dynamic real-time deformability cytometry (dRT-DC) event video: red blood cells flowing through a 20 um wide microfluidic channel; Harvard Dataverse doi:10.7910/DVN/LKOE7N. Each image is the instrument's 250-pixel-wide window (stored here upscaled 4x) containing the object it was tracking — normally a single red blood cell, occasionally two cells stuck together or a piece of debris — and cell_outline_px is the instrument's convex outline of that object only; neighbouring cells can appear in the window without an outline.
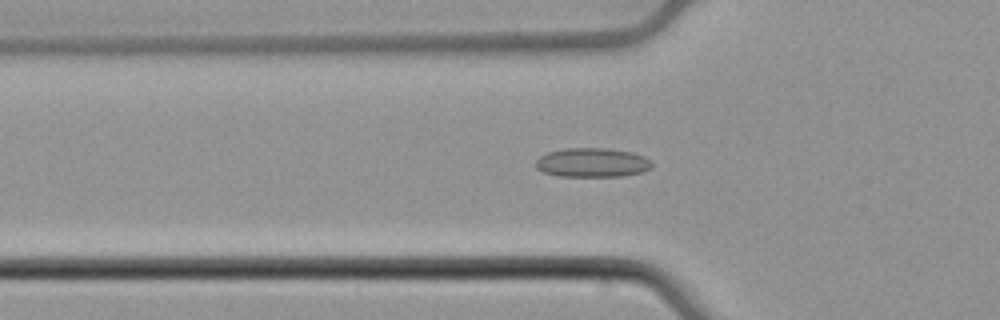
{"species": "common noctule bat (a hibernating species)", "species_latin": "Nyctalus noctula", "temperature_condition": "cold", "stored_images_in_passage": 51, "camera_frame_rate_fps": 3000, "um_per_image_px": 0.085, "animal": {"sex": "male", "body_mass_g": 21.5, "forearm_length_mm": 52.0}, "frame": {"image": 1, "passage_image": 17, "time_ms": 5.333, "image_size_px": [1000, 320], "cell_outline_px": [[652, 168], [644, 172], [624, 176], [560, 176], [544, 172], [536, 168], [536, 160], [540, 156], [548, 152], [564, 148], [604, 148], [632, 152], [644, 156], [652, 164]], "centroid_in_image_um": [50.35, 13.82], "position_along_channel_um": 75.4, "area_um2": 19.77}}
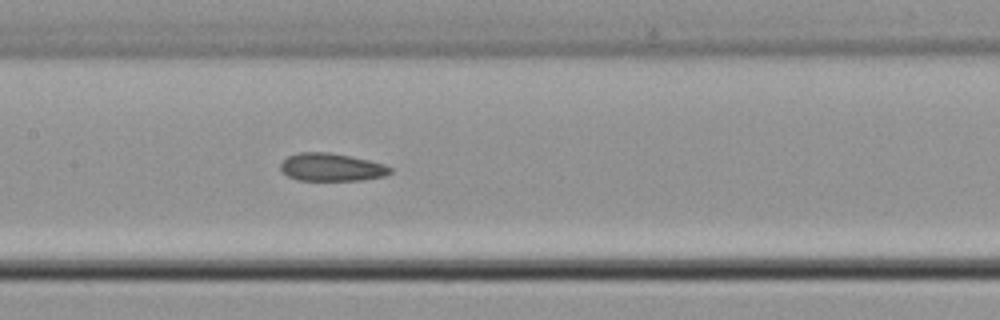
{"frame": {"image": 2, "passage_image": 25, "time_ms": 8.0, "image_size_px": [1000, 320], "cell_outline_px": [[392, 172], [384, 176], [364, 180], [296, 180], [288, 176], [280, 168], [280, 164], [288, 156], [300, 152], [328, 152], [368, 160], [384, 164], [392, 168]], "centroid_in_image_um": [28.18, 14.22], "position_along_channel_um": 179.2, "area_um2": 17.69}}
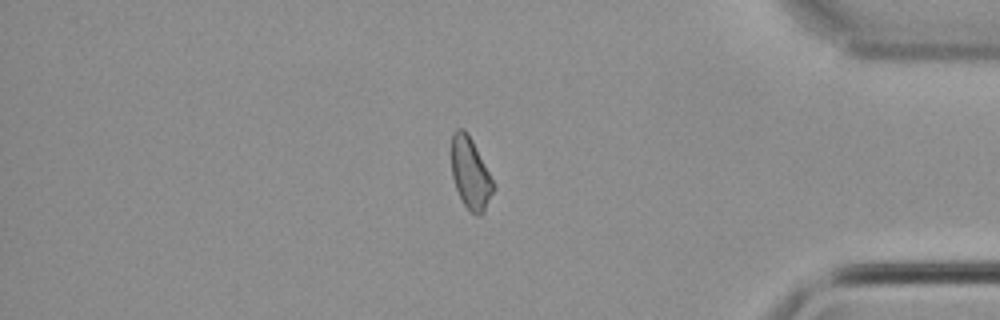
{"frame": {"image": 3, "passage_image": 44, "time_ms": 14.333, "image_size_px": [1000, 320], "cell_outline_px": [[496, 188], [484, 212], [480, 216], [472, 212], [464, 204], [456, 188], [452, 176], [452, 132], [456, 128], [464, 128], [472, 140]], "centroid_in_image_um": [39.99, 14.74], "position_along_channel_um": 395.2, "area_um2": 17.17}, "authors_computed_cell_mechanics": {"area_um2": 18.4382, "velocity_mm_per_s": 3.8853, "shape_relaxation_time_tau1_ms": null, "shape_relaxation_time_tau2_ms": 3.403, "deformation_change_tau1": null, "deformation_change_tau2": 0.1065}}